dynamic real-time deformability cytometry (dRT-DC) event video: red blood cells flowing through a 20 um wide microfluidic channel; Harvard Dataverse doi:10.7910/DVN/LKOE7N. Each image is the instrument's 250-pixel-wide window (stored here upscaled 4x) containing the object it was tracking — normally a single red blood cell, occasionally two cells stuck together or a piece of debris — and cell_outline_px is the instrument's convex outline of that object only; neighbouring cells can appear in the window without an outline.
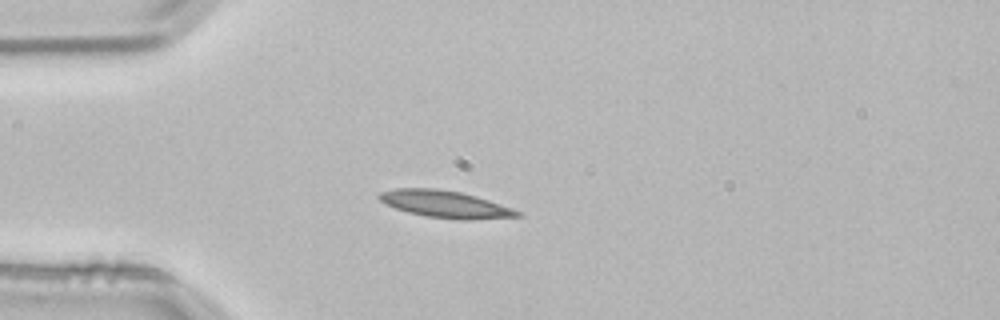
{"species": "common noctule bat (a hibernating species)", "species_latin": "Nyctalus noctula", "temperature_condition": "room temperature", "stored_images_in_passage": 2, "camera_frame_rate_fps": 3000, "um_per_image_px": 0.085, "animal": {"sex": "male", "body_mass_g": 21.5, "forearm_length_mm": 52.0}, "frame": {"image": 1, "passage_image": 2, "time_ms": 0.333, "image_size_px": [1000, 320], "cell_outline_px": [[524, 216], [468, 220], [460, 220], [424, 216], [408, 212], [384, 204], [376, 196], [380, 192], [396, 188], [436, 188], [460, 192], [476, 196], [524, 212]], "centroid_in_image_um": [37.85, 17.36], "position_along_channel_um": 47.1, "area_um2": 21.96}}